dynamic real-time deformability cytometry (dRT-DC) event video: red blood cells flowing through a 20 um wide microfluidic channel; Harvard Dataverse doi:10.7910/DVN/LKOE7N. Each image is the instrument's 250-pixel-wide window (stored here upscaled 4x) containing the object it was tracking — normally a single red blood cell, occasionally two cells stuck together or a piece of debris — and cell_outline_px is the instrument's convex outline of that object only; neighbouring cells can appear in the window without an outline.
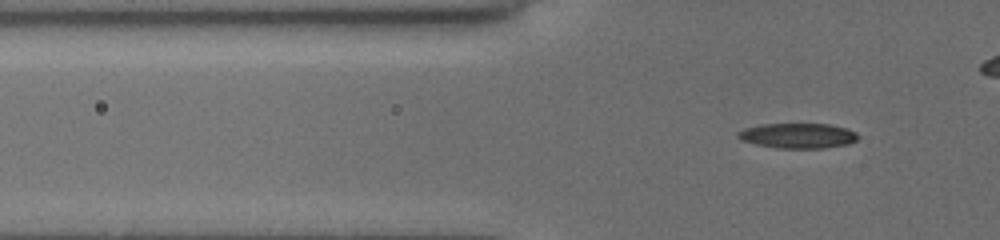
{"species": "common noctule bat (a hibernating species)", "species_latin": "Nyctalus noctula", "temperature_condition": "cold", "stored_images_in_passage": 32, "camera_frame_rate_fps": 3000, "um_per_image_px": 0.085, "animal": {"sex": "female", "body_mass_g": 19.5, "forearm_length_mm": 54.1}, "frame": {"image": 1, "passage_image": 2, "time_ms": 0.333, "image_size_px": [1000, 240], "cell_outline_px": [[860, 136], [856, 140], [848, 144], [824, 148], [780, 148], [756, 144], [740, 140], [736, 136], [736, 132], [744, 128], [760, 124], [828, 124], [848, 128], [856, 132]], "centroid_in_image_um": [67.81, 11.53], "position_along_channel_um": 58.0, "area_um2": 17.69}}
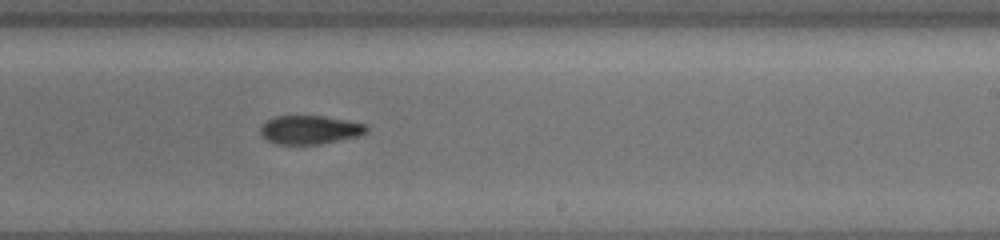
{"frame": {"image": 2, "passage_image": 19, "time_ms": 6.0, "image_size_px": [1000, 240], "cell_outline_px": [[368, 132], [360, 136], [320, 144], [276, 144], [264, 140], [260, 132], [260, 128], [268, 120], [276, 116], [324, 116], [368, 124]], "centroid_in_image_um": [26.36, 11.04], "position_along_channel_um": 262.6, "area_um2": 17.86}}
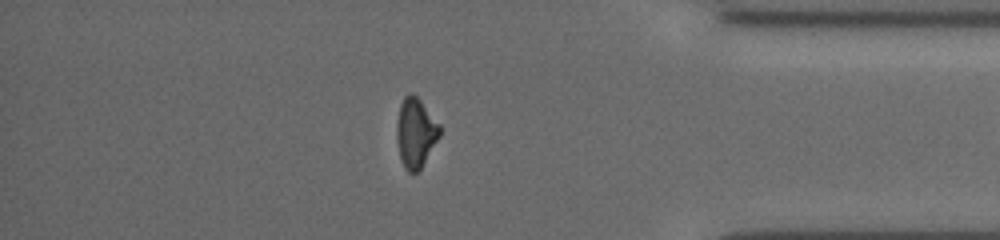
{"frame": {"image": 3, "passage_image": 31, "time_ms": 10.0, "image_size_px": [1000, 240], "cell_outline_px": [[440, 136], [420, 168], [416, 172], [408, 172], [404, 168], [400, 156], [396, 140], [396, 124], [400, 104], [404, 96], [408, 92], [412, 92], [420, 100], [440, 124]], "centroid_in_image_um": [35.31, 11.25], "position_along_channel_um": 399.9, "area_um2": 17.4}}